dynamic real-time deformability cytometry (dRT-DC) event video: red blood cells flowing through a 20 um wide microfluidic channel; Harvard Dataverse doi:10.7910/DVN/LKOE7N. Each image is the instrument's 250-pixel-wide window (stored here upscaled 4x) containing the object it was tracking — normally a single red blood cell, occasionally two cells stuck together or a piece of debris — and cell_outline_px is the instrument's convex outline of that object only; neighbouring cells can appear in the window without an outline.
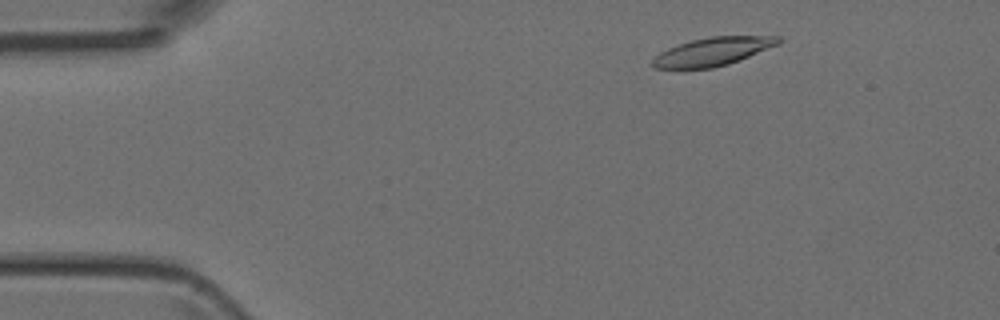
{"species": "Egyptian fruit bat (a non-hibernating species)", "species_latin": "Rousettus aegyptiacus", "temperature_condition": "room temperature", "stored_images_in_passage": 44, "camera_frame_rate_fps": 3000, "um_per_image_px": 0.085, "animal": {"sex": "female"}, "frame": {"image": 1, "passage_image": 4, "time_ms": 1.0, "image_size_px": [1000, 320], "cell_outline_px": [[780, 44], [740, 60], [728, 64], [712, 68], [652, 68], [652, 60], [660, 52], [668, 48], [692, 40], [712, 36], [780, 36]], "centroid_in_image_um": [60.61, 4.38], "position_along_channel_um": 24.4, "area_um2": 20.58}}
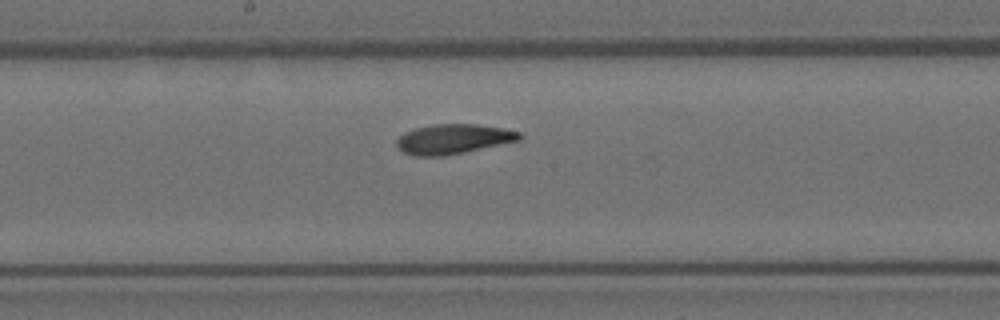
{"frame": {"image": 2, "passage_image": 22, "time_ms": 7.0, "image_size_px": [1000, 320], "cell_outline_px": [[524, 136], [520, 140], [464, 152], [440, 156], [416, 156], [404, 152], [396, 144], [396, 140], [404, 132], [416, 128], [432, 124], [476, 124], [504, 128], [520, 132]], "centroid_in_image_um": [38.55, 11.8], "position_along_channel_um": 209.7, "area_um2": 21.21}}
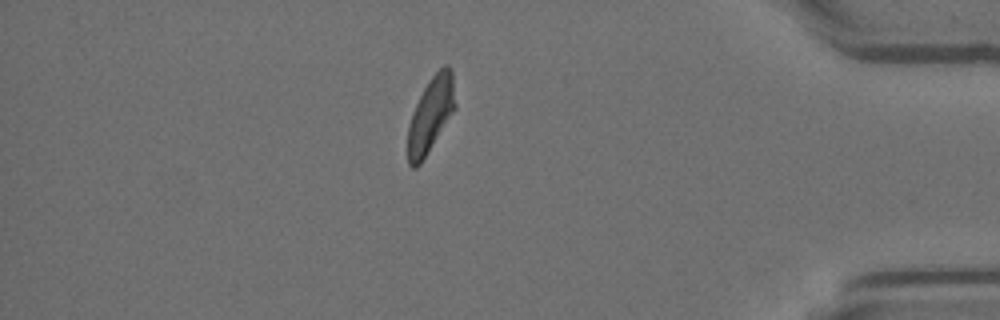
{"frame": {"image": 3, "passage_image": 38, "time_ms": 12.333, "image_size_px": [1000, 320], "cell_outline_px": [[456, 108], [420, 164], [416, 168], [412, 168], [408, 164], [408, 124], [412, 112], [428, 80], [444, 64], [448, 64], [452, 68], [456, 104]], "centroid_in_image_um": [36.62, 9.72], "position_along_channel_um": 398.6, "area_um2": 20.75}}